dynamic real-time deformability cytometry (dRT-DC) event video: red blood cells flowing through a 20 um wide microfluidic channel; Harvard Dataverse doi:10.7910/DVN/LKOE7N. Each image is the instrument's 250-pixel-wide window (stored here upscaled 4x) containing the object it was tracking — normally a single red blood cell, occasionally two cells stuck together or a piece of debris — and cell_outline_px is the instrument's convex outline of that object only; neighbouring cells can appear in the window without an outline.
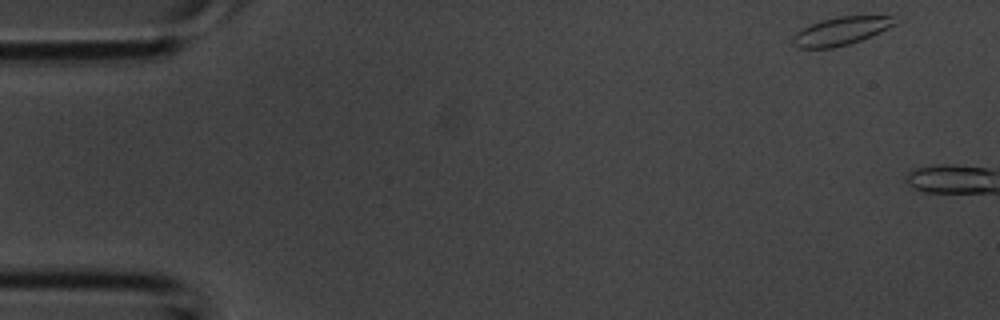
{"species": "common noctule bat (a hibernating species)", "species_latin": "Nyctalus noctula", "temperature_condition": "room temperature", "stored_images_in_passage": 2, "camera_frame_rate_fps": 3000, "um_per_image_px": 0.085, "animal": {"sex": "male", "body_mass_g": 20.1, "forearm_length_mm": 53.5}, "frame": {"image": 1, "passage_image": 1, "time_ms": 0.0, "image_size_px": [1000, 320], "cell_outline_px": [[896, 24], [872, 36], [848, 44], [832, 48], [796, 48], [792, 44], [792, 36], [796, 32], [820, 20], [836, 16], [892, 16]], "centroid_in_image_um": [71.44, 2.65], "position_along_channel_um": 13.6, "area_um2": 16.65}}